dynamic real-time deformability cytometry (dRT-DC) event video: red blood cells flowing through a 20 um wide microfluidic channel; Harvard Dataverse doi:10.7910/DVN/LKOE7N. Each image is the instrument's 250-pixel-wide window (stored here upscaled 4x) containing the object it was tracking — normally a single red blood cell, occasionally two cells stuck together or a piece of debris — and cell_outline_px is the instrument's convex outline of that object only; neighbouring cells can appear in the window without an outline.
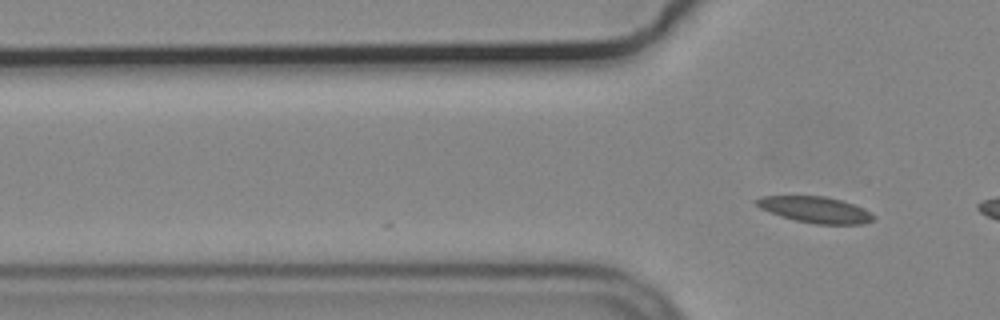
{"species": "common noctule bat (a hibernating species)", "species_latin": "Nyctalus noctula", "temperature_condition": "cold", "stored_images_in_passage": 12, "camera_frame_rate_fps": 3000, "um_per_image_px": 0.085, "animal": {"sex": "male", "body_mass_g": 19.2, "forearm_length_mm": 51.8}, "frame": {"image": 1, "passage_image": 12, "time_ms": 3.667, "image_size_px": [1000, 320], "cell_outline_px": [[876, 216], [872, 220], [864, 224], [816, 224], [796, 220], [780, 216], [760, 208], [752, 200], [760, 196], [824, 196], [840, 200], [864, 208]], "centroid_in_image_um": [69.28, 17.82], "position_along_channel_um": 56.5, "area_um2": 17.8}}